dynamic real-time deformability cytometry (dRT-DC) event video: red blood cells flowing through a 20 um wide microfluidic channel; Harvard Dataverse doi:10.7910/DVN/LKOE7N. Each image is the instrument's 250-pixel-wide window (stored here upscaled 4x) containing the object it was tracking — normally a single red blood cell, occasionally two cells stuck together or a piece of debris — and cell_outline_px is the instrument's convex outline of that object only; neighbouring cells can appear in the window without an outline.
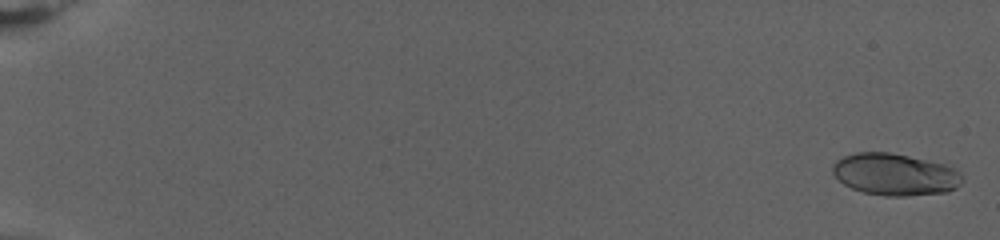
{"species": "human", "species_latin": "Homo sapiens", "temperature_condition": "warm", "stored_images_in_passage": 50, "camera_frame_rate_fps": 3000, "um_per_image_px": 0.085, "donor": {"sex": "female"}, "frame": {"image": 1, "passage_image": 1, "time_ms": 0.0, "image_size_px": [1000, 240], "cell_outline_px": [[964, 180], [956, 188], [948, 192], [908, 196], [888, 196], [864, 192], [852, 188], [844, 184], [832, 172], [832, 164], [836, 160], [844, 156], [856, 152], [888, 152], [908, 156], [944, 164], [956, 168], [960, 172]], "centroid_in_image_um": [76.1, 14.83], "position_along_channel_um": 8.9, "area_um2": 31.73}}
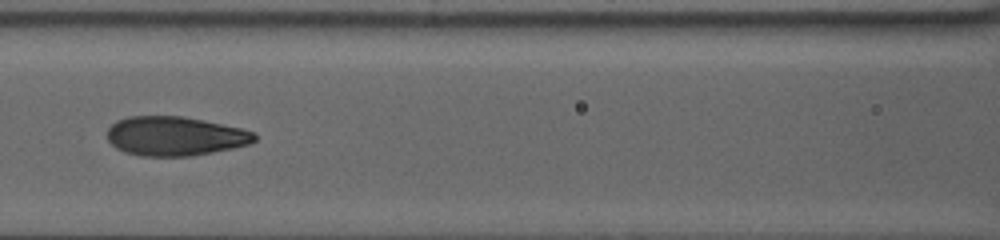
{"frame": {"image": 2, "passage_image": 23, "time_ms": 7.333, "image_size_px": [1000, 240], "cell_outline_px": [[256, 140], [248, 144], [232, 148], [192, 156], [140, 156], [124, 152], [116, 148], [108, 140], [108, 128], [116, 120], [128, 116], [184, 116], [204, 120], [240, 128], [256, 132]], "centroid_in_image_um": [14.86, 11.56], "position_along_channel_um": 151.7, "area_um2": 33.76}}
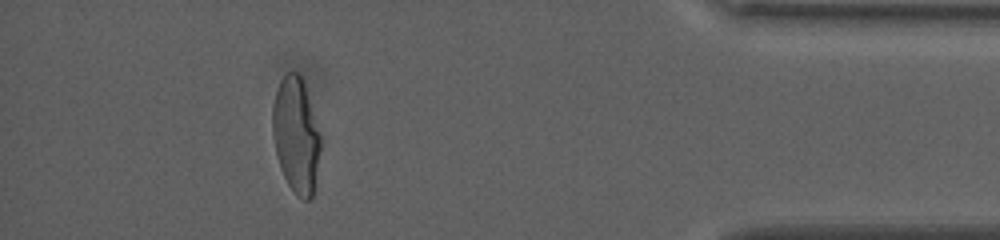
{"frame": {"image": 3, "passage_image": 44, "time_ms": 14.333, "image_size_px": [1000, 240], "cell_outline_px": [[324, 136], [312, 196], [308, 200], [304, 200], [288, 184], [280, 168], [276, 152], [272, 132], [272, 108], [276, 92], [280, 80], [288, 72], [300, 72], [304, 76]], "centroid_in_image_um": [25.23, 11.37], "position_along_channel_um": 410.0, "area_um2": 33.52}, "authors_computed_cell_mechanics": {"area_um2": 33.1194, "velocity_mm_per_s": 4.2089, "shape_relaxation_time_tau1_ms": 3.6519, "shape_relaxation_time_tau2_ms": null, "deformation_change_tau1": 0.227, "deformation_change_tau2": null}}